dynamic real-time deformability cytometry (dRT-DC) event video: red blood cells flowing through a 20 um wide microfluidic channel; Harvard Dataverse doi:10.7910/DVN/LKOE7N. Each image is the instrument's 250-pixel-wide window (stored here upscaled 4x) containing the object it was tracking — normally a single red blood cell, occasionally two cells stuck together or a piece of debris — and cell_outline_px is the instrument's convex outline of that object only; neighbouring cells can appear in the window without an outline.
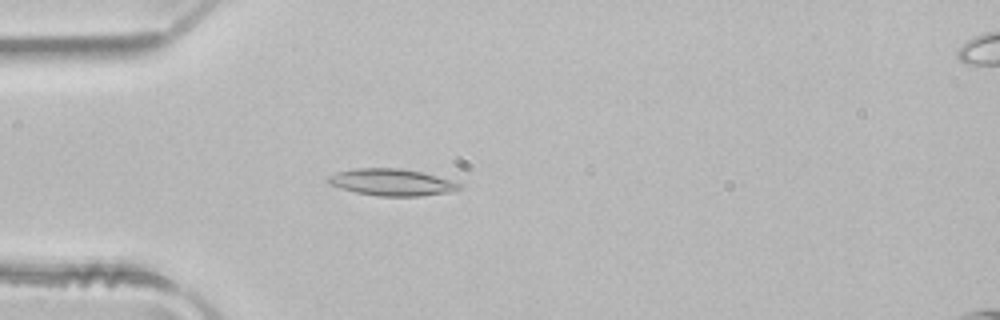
{"species": "common noctule bat (a hibernating species)", "species_latin": "Nyctalus noctula", "temperature_condition": "room temperature", "stored_images_in_passage": 5, "segment_of_instrument_passage": [1, 2], "camera_frame_rate_fps": 3000, "um_per_image_px": 0.085, "animal": {"sex": "male", "body_mass_g": 21.5, "forearm_length_mm": 52.0}, "frame": {"image": 1, "passage_image": 4, "time_ms": 1.0, "image_size_px": [1000, 320], "cell_outline_px": [[460, 188], [448, 192], [420, 196], [380, 196], [356, 192], [340, 188], [332, 184], [328, 180], [328, 176], [336, 172], [356, 168], [400, 168], [420, 172], [452, 180], [460, 184]], "centroid_in_image_um": [33.28, 15.49], "position_along_channel_um": 51.7, "area_um2": 20.17}}